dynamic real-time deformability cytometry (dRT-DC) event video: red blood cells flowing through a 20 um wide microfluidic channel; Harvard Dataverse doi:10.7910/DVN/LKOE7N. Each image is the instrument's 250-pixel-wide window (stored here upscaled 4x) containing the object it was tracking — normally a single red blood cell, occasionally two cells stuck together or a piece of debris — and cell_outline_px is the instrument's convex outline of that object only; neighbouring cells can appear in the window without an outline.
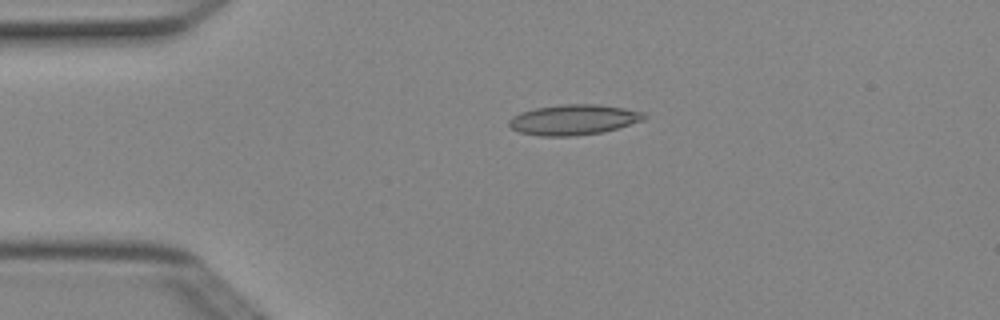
{"species": "Egyptian fruit bat (a non-hibernating species)", "species_latin": "Rousettus aegyptiacus", "temperature_condition": "cold", "stored_images_in_passage": 4, "camera_frame_rate_fps": 3000, "um_per_image_px": 0.085, "animal": {"sex": "female"}, "frame": {"image": 1, "passage_image": 3, "time_ms": 0.667, "image_size_px": [1000, 320], "cell_outline_px": [[648, 116], [644, 120], [604, 132], [572, 136], [540, 136], [520, 132], [512, 128], [508, 124], [508, 120], [512, 116], [520, 112], [536, 108], [564, 104], [600, 104], [624, 108], [644, 112]], "centroid_in_image_um": [48.77, 10.17], "position_along_channel_um": 36.2, "area_um2": 23.99}}